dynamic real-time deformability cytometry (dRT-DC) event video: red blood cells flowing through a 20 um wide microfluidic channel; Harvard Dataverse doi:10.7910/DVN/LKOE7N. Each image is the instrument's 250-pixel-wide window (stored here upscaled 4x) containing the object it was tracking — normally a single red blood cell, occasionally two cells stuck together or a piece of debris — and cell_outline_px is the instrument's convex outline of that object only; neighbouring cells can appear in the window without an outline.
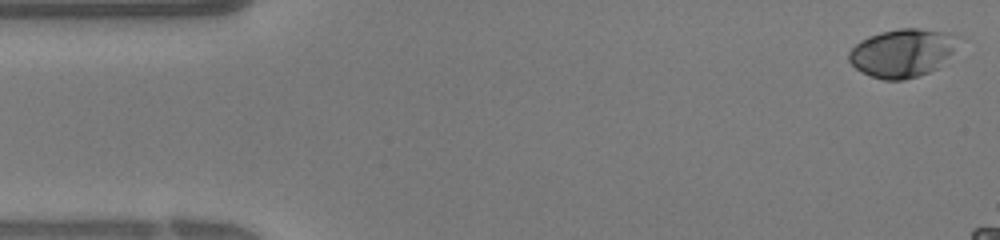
{"species": "human", "species_latin": "Homo sapiens", "temperature_condition": "warm", "stored_images_in_passage": 9, "camera_frame_rate_fps": 3000, "um_per_image_px": 0.085, "donor": {"sex": "female"}, "frame": {"image": 1, "passage_image": 1, "time_ms": 0.0, "image_size_px": [1000, 240], "cell_outline_px": [[964, 36], [952, 52], [936, 68], [928, 72], [904, 80], [884, 80], [872, 76], [856, 68], [848, 60], [848, 52], [860, 40], [868, 36], [880, 32], [900, 28], [920, 28], [948, 32]], "centroid_in_image_um": [76.73, 4.46], "position_along_channel_um": 8.3, "area_um2": 30.81}}